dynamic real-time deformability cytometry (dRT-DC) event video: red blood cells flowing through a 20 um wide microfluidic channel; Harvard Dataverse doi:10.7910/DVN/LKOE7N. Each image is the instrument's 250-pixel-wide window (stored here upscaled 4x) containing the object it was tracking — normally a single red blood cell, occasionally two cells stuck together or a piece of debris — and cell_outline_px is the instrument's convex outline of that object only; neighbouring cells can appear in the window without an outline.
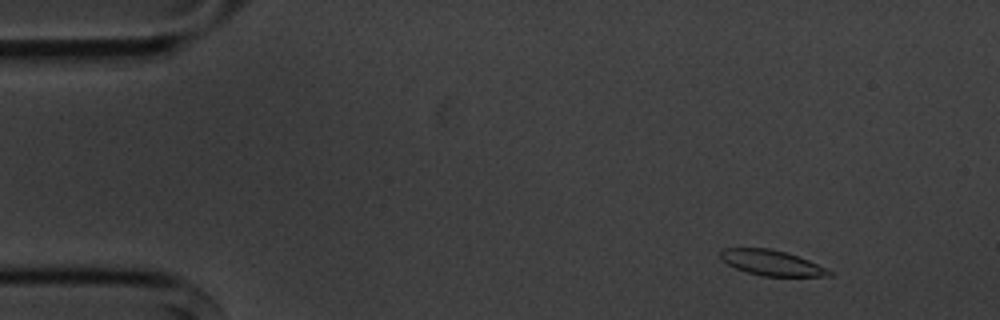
{"species": "common noctule bat (a hibernating species)", "species_latin": "Nyctalus noctula", "temperature_condition": "cold", "stored_images_in_passage": 7, "camera_frame_rate_fps": 3000, "um_per_image_px": 0.085, "animal": {"sex": "male", "body_mass_g": 20.1, "forearm_length_mm": 53.5}, "frame": {"image": 1, "passage_image": 2, "time_ms": 1.0, "image_size_px": [1000, 320], "cell_outline_px": [[832, 276], [764, 276], [748, 272], [736, 268], [720, 260], [720, 248], [768, 248], [784, 252], [808, 260], [832, 272]], "centroid_in_image_um": [65.52, 22.33], "position_along_channel_um": 19.5, "area_um2": 15.78}}
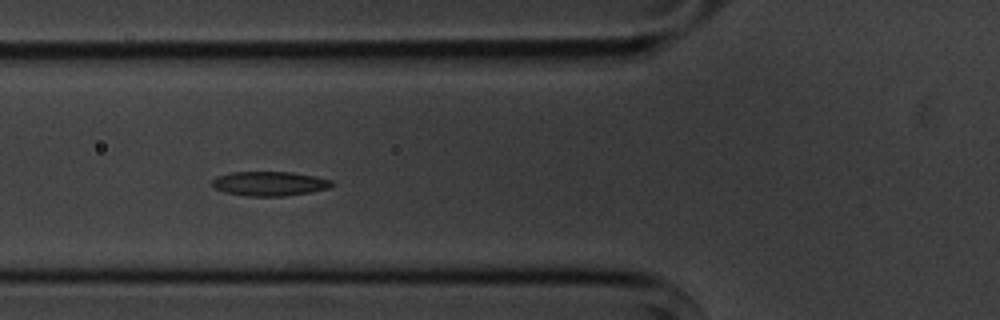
{"frame": {"image": 2, "passage_image": 6, "time_ms": 5.667, "image_size_px": [1000, 320], "cell_outline_px": [[336, 184], [328, 188], [312, 192], [284, 196], [244, 196], [224, 192], [212, 188], [212, 180], [216, 176], [232, 172], [292, 172], [316, 176], [332, 180]], "centroid_in_image_um": [22.91, 15.61], "position_along_channel_um": 102.9, "area_um2": 17.28}}
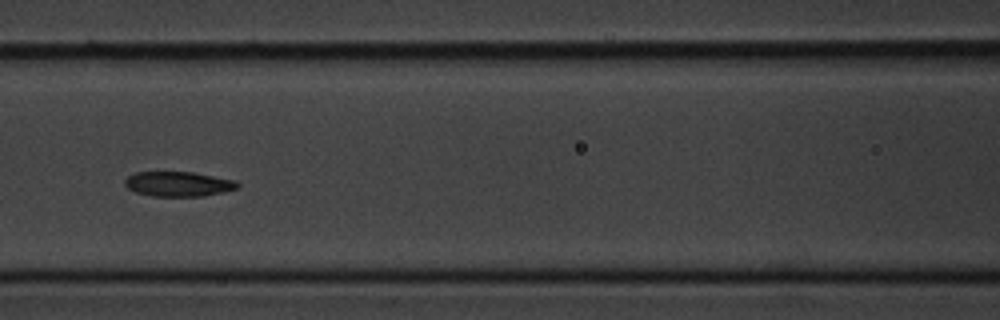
{"frame": {"image": 3, "passage_image": 7, "time_ms": 7.0, "image_size_px": [1000, 320], "cell_outline_px": [[240, 188], [224, 192], [204, 196], [152, 196], [136, 192], [128, 188], [124, 184], [124, 180], [128, 176], [136, 172], [192, 172], [236, 180], [240, 184]], "centroid_in_image_um": [15.2, 15.64], "position_along_channel_um": 151.4, "area_um2": 16.42}}